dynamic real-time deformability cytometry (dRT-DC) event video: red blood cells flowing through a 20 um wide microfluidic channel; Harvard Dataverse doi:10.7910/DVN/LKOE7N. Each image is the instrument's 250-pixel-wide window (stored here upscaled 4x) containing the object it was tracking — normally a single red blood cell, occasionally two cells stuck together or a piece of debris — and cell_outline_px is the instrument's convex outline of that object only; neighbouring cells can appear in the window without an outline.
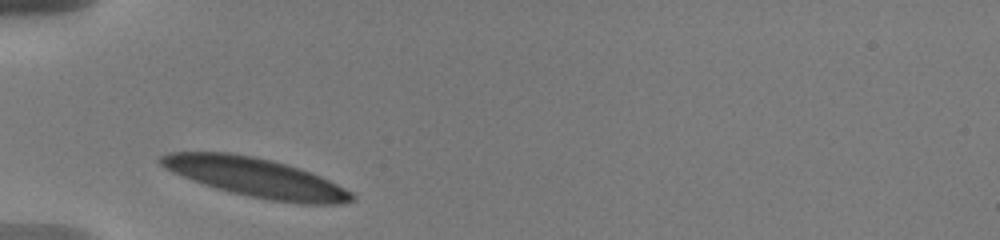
{"species": "human", "species_latin": "Homo sapiens", "temperature_condition": "warm", "stored_images_in_passage": 2, "camera_frame_rate_fps": 3000, "um_per_image_px": 0.085, "donor": {"sex": "male"}, "frame": {"image": 1, "passage_image": 1, "time_ms": 0.0, "image_size_px": [1000, 240], "cell_outline_px": [[356, 200], [340, 204], [300, 204], [272, 200], [232, 192], [216, 188], [192, 180], [172, 172], [164, 168], [160, 164], [160, 156], [168, 152], [228, 152], [252, 156], [272, 160], [288, 164], [312, 172], [352, 192], [356, 196]], "centroid_in_image_um": [21.77, 15.08], "position_along_channel_um": 63.2, "area_um2": 43.35}}